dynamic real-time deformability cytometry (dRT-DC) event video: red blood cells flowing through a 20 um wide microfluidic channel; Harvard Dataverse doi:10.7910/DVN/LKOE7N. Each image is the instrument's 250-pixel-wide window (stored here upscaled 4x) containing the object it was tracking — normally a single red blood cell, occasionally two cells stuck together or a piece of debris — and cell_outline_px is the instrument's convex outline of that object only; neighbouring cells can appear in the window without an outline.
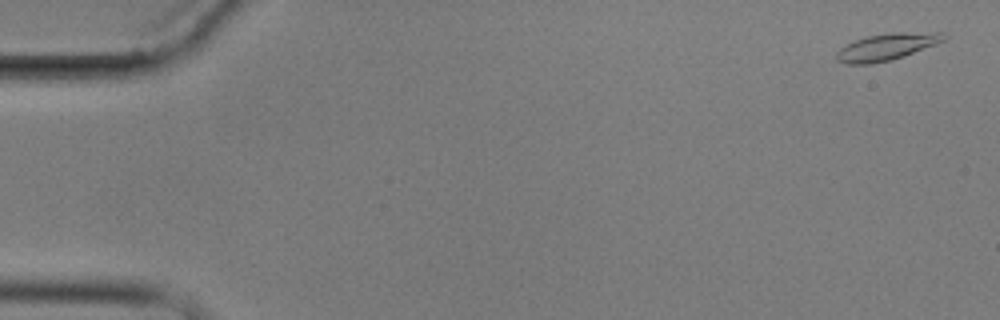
{"species": "common noctule bat (a hibernating species)", "species_latin": "Nyctalus noctula", "temperature_condition": "cold", "stored_images_in_passage": 5, "camera_frame_rate_fps": 3000, "um_per_image_px": 0.085, "animal": {"sex": "male", "body_mass_g": 17.9}, "frame": {"image": 1, "passage_image": 1, "time_ms": 0.0, "image_size_px": [1000, 320], "cell_outline_px": [[948, 36], [944, 40], [936, 44], [904, 56], [892, 60], [872, 64], [848, 64], [836, 60], [836, 52], [840, 48], [856, 40], [868, 36], [892, 32], [944, 32]], "centroid_in_image_um": [75.4, 3.98], "position_along_channel_um": 9.6, "area_um2": 16.82}}
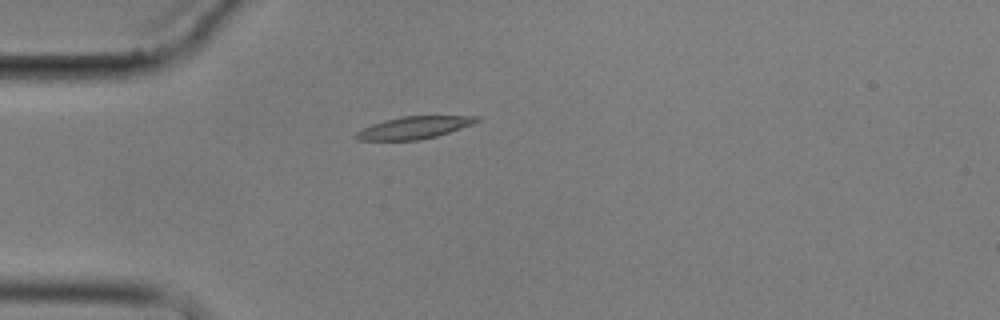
{"frame": {"image": 2, "passage_image": 5, "time_ms": 4.667, "image_size_px": [1000, 320], "cell_outline_px": [[480, 120], [472, 124], [436, 136], [420, 140], [356, 140], [352, 136], [356, 132], [372, 124], [400, 116], [480, 116]], "centroid_in_image_um": [35.16, 10.85], "position_along_channel_um": 49.8, "area_um2": 15.55}}